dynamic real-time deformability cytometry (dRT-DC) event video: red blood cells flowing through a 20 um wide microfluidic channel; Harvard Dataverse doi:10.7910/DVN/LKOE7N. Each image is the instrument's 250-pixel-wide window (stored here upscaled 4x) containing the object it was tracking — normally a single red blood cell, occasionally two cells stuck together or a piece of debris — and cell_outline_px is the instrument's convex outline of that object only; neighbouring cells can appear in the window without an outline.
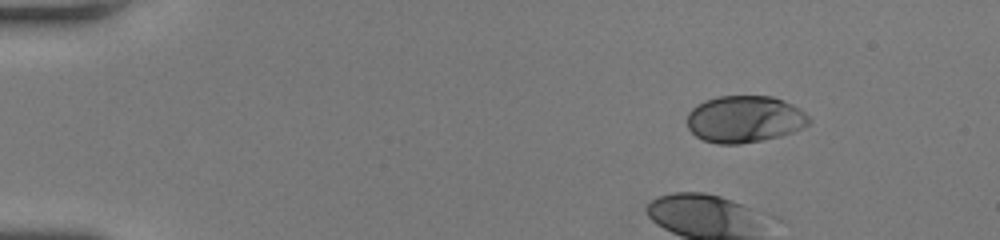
{"species": "human", "species_latin": "Homo sapiens", "temperature_condition": "room temperature", "stored_images_in_passage": 34, "camera_frame_rate_fps": 3000, "um_per_image_px": 0.085, "donor": {"sex": "female"}, "frame": {"image": 1, "passage_image": 1, "time_ms": 0.0, "image_size_px": [1000, 240], "cell_outline_px": [[812, 120], [808, 124], [792, 132], [780, 136], [740, 144], [720, 144], [704, 140], [696, 136], [688, 128], [688, 112], [692, 108], [704, 100], [716, 96], [772, 96], [784, 100], [800, 108]], "centroid_in_image_um": [63.29, 10.11], "position_along_channel_um": 21.7, "area_um2": 33.29}}